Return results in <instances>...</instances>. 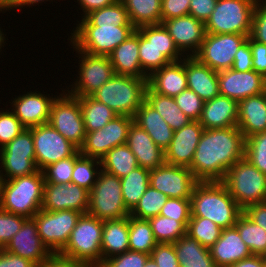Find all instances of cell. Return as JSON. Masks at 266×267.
<instances>
[{
  "mask_svg": "<svg viewBox=\"0 0 266 267\" xmlns=\"http://www.w3.org/2000/svg\"><path fill=\"white\" fill-rule=\"evenodd\" d=\"M245 140L237 126L204 129L189 169L199 182L222 181L227 170L245 157Z\"/></svg>",
  "mask_w": 266,
  "mask_h": 267,
  "instance_id": "6da1fadb",
  "label": "cell"
},
{
  "mask_svg": "<svg viewBox=\"0 0 266 267\" xmlns=\"http://www.w3.org/2000/svg\"><path fill=\"white\" fill-rule=\"evenodd\" d=\"M242 212L221 181L195 185L191 196V217L208 218L225 229L233 227Z\"/></svg>",
  "mask_w": 266,
  "mask_h": 267,
  "instance_id": "7a4b0ae2",
  "label": "cell"
},
{
  "mask_svg": "<svg viewBox=\"0 0 266 267\" xmlns=\"http://www.w3.org/2000/svg\"><path fill=\"white\" fill-rule=\"evenodd\" d=\"M43 172L9 180H0V208L9 213L32 218L42 209Z\"/></svg>",
  "mask_w": 266,
  "mask_h": 267,
  "instance_id": "3957f363",
  "label": "cell"
},
{
  "mask_svg": "<svg viewBox=\"0 0 266 267\" xmlns=\"http://www.w3.org/2000/svg\"><path fill=\"white\" fill-rule=\"evenodd\" d=\"M148 78L114 74L91 96L118 115L133 117L145 100Z\"/></svg>",
  "mask_w": 266,
  "mask_h": 267,
  "instance_id": "277c9868",
  "label": "cell"
},
{
  "mask_svg": "<svg viewBox=\"0 0 266 267\" xmlns=\"http://www.w3.org/2000/svg\"><path fill=\"white\" fill-rule=\"evenodd\" d=\"M221 182L242 210L266 201V175L246 157L234 163Z\"/></svg>",
  "mask_w": 266,
  "mask_h": 267,
  "instance_id": "5b68a950",
  "label": "cell"
},
{
  "mask_svg": "<svg viewBox=\"0 0 266 267\" xmlns=\"http://www.w3.org/2000/svg\"><path fill=\"white\" fill-rule=\"evenodd\" d=\"M103 221L88 213L82 214L60 255L99 267L102 264Z\"/></svg>",
  "mask_w": 266,
  "mask_h": 267,
  "instance_id": "8992f818",
  "label": "cell"
},
{
  "mask_svg": "<svg viewBox=\"0 0 266 267\" xmlns=\"http://www.w3.org/2000/svg\"><path fill=\"white\" fill-rule=\"evenodd\" d=\"M80 21L68 39L78 50L91 55L109 56L136 30L135 27L114 25L93 26L85 17Z\"/></svg>",
  "mask_w": 266,
  "mask_h": 267,
  "instance_id": "52a82bcc",
  "label": "cell"
},
{
  "mask_svg": "<svg viewBox=\"0 0 266 267\" xmlns=\"http://www.w3.org/2000/svg\"><path fill=\"white\" fill-rule=\"evenodd\" d=\"M256 3L257 0H217L214 11L205 23V32L250 36Z\"/></svg>",
  "mask_w": 266,
  "mask_h": 267,
  "instance_id": "ba28073f",
  "label": "cell"
},
{
  "mask_svg": "<svg viewBox=\"0 0 266 267\" xmlns=\"http://www.w3.org/2000/svg\"><path fill=\"white\" fill-rule=\"evenodd\" d=\"M87 213L101 221L130 216V211L123 201L120 178L100 171L97 181L89 192Z\"/></svg>",
  "mask_w": 266,
  "mask_h": 267,
  "instance_id": "9c48e42d",
  "label": "cell"
},
{
  "mask_svg": "<svg viewBox=\"0 0 266 267\" xmlns=\"http://www.w3.org/2000/svg\"><path fill=\"white\" fill-rule=\"evenodd\" d=\"M0 161V180L28 176L38 171L32 127L24 128L10 143L0 148Z\"/></svg>",
  "mask_w": 266,
  "mask_h": 267,
  "instance_id": "30bf717a",
  "label": "cell"
},
{
  "mask_svg": "<svg viewBox=\"0 0 266 267\" xmlns=\"http://www.w3.org/2000/svg\"><path fill=\"white\" fill-rule=\"evenodd\" d=\"M82 214L74 210H40L32 218L43 244L52 254L60 253L67 245L72 230Z\"/></svg>",
  "mask_w": 266,
  "mask_h": 267,
  "instance_id": "8fae6325",
  "label": "cell"
},
{
  "mask_svg": "<svg viewBox=\"0 0 266 267\" xmlns=\"http://www.w3.org/2000/svg\"><path fill=\"white\" fill-rule=\"evenodd\" d=\"M65 91L54 99L49 123L79 149L83 145L86 136L80 104L77 97Z\"/></svg>",
  "mask_w": 266,
  "mask_h": 267,
  "instance_id": "7c38bea8",
  "label": "cell"
},
{
  "mask_svg": "<svg viewBox=\"0 0 266 267\" xmlns=\"http://www.w3.org/2000/svg\"><path fill=\"white\" fill-rule=\"evenodd\" d=\"M73 49L78 53L79 76L71 84L68 94L75 97L91 96L102 85L109 81L115 74L109 56L91 55L78 50L73 44ZM81 61V62H80Z\"/></svg>",
  "mask_w": 266,
  "mask_h": 267,
  "instance_id": "4fadbf2b",
  "label": "cell"
},
{
  "mask_svg": "<svg viewBox=\"0 0 266 267\" xmlns=\"http://www.w3.org/2000/svg\"><path fill=\"white\" fill-rule=\"evenodd\" d=\"M247 39L248 36L242 34L206 33L194 57L216 72L228 70L232 68L237 50Z\"/></svg>",
  "mask_w": 266,
  "mask_h": 267,
  "instance_id": "5bb4252c",
  "label": "cell"
},
{
  "mask_svg": "<svg viewBox=\"0 0 266 267\" xmlns=\"http://www.w3.org/2000/svg\"><path fill=\"white\" fill-rule=\"evenodd\" d=\"M133 122V117L117 115L103 128L86 132L84 143L79 148L80 154L101 159L112 148L126 144L128 131Z\"/></svg>",
  "mask_w": 266,
  "mask_h": 267,
  "instance_id": "9a60e30c",
  "label": "cell"
},
{
  "mask_svg": "<svg viewBox=\"0 0 266 267\" xmlns=\"http://www.w3.org/2000/svg\"><path fill=\"white\" fill-rule=\"evenodd\" d=\"M35 162L42 171L48 165L72 156L78 148L64 138L50 123L32 127Z\"/></svg>",
  "mask_w": 266,
  "mask_h": 267,
  "instance_id": "2e32d148",
  "label": "cell"
},
{
  "mask_svg": "<svg viewBox=\"0 0 266 267\" xmlns=\"http://www.w3.org/2000/svg\"><path fill=\"white\" fill-rule=\"evenodd\" d=\"M198 182L187 167L164 163L150 170L149 185L168 198L191 199L193 189Z\"/></svg>",
  "mask_w": 266,
  "mask_h": 267,
  "instance_id": "e0dca14e",
  "label": "cell"
},
{
  "mask_svg": "<svg viewBox=\"0 0 266 267\" xmlns=\"http://www.w3.org/2000/svg\"><path fill=\"white\" fill-rule=\"evenodd\" d=\"M88 204L89 191L77 184L44 183L42 210H74L85 214L88 210Z\"/></svg>",
  "mask_w": 266,
  "mask_h": 267,
  "instance_id": "ac0fdd59",
  "label": "cell"
},
{
  "mask_svg": "<svg viewBox=\"0 0 266 267\" xmlns=\"http://www.w3.org/2000/svg\"><path fill=\"white\" fill-rule=\"evenodd\" d=\"M219 93L236 101L263 93L266 79L255 70L246 72L230 68L218 72Z\"/></svg>",
  "mask_w": 266,
  "mask_h": 267,
  "instance_id": "d6986e66",
  "label": "cell"
},
{
  "mask_svg": "<svg viewBox=\"0 0 266 267\" xmlns=\"http://www.w3.org/2000/svg\"><path fill=\"white\" fill-rule=\"evenodd\" d=\"M168 30L178 50L185 56H194L205 37V24L190 14L171 18L162 22ZM190 52V53H189ZM189 53V54H188ZM188 54V55H187Z\"/></svg>",
  "mask_w": 266,
  "mask_h": 267,
  "instance_id": "ffe728a7",
  "label": "cell"
},
{
  "mask_svg": "<svg viewBox=\"0 0 266 267\" xmlns=\"http://www.w3.org/2000/svg\"><path fill=\"white\" fill-rule=\"evenodd\" d=\"M47 95L36 90L19 95L13 99L10 110L25 128L49 123L51 106L57 96Z\"/></svg>",
  "mask_w": 266,
  "mask_h": 267,
  "instance_id": "44dd1931",
  "label": "cell"
},
{
  "mask_svg": "<svg viewBox=\"0 0 266 267\" xmlns=\"http://www.w3.org/2000/svg\"><path fill=\"white\" fill-rule=\"evenodd\" d=\"M203 131L199 121H191L175 130L170 145L164 150L165 163L189 168Z\"/></svg>",
  "mask_w": 266,
  "mask_h": 267,
  "instance_id": "7402d4cb",
  "label": "cell"
},
{
  "mask_svg": "<svg viewBox=\"0 0 266 267\" xmlns=\"http://www.w3.org/2000/svg\"><path fill=\"white\" fill-rule=\"evenodd\" d=\"M3 250L28 259L34 264H42L52 254L43 244L33 218H28L23 223L22 228Z\"/></svg>",
  "mask_w": 266,
  "mask_h": 267,
  "instance_id": "603a6c76",
  "label": "cell"
},
{
  "mask_svg": "<svg viewBox=\"0 0 266 267\" xmlns=\"http://www.w3.org/2000/svg\"><path fill=\"white\" fill-rule=\"evenodd\" d=\"M126 145L135 155L138 165L144 169L153 170L165 163V151L135 122L128 131Z\"/></svg>",
  "mask_w": 266,
  "mask_h": 267,
  "instance_id": "cb8c5ba5",
  "label": "cell"
},
{
  "mask_svg": "<svg viewBox=\"0 0 266 267\" xmlns=\"http://www.w3.org/2000/svg\"><path fill=\"white\" fill-rule=\"evenodd\" d=\"M147 86L153 92L173 98L187 89L185 57L153 71L148 76Z\"/></svg>",
  "mask_w": 266,
  "mask_h": 267,
  "instance_id": "d4e9b609",
  "label": "cell"
},
{
  "mask_svg": "<svg viewBox=\"0 0 266 267\" xmlns=\"http://www.w3.org/2000/svg\"><path fill=\"white\" fill-rule=\"evenodd\" d=\"M209 250L217 267H229L252 256L235 226L223 229L221 236Z\"/></svg>",
  "mask_w": 266,
  "mask_h": 267,
  "instance_id": "484cf974",
  "label": "cell"
},
{
  "mask_svg": "<svg viewBox=\"0 0 266 267\" xmlns=\"http://www.w3.org/2000/svg\"><path fill=\"white\" fill-rule=\"evenodd\" d=\"M199 123L204 129H223L237 126L238 101L219 95L204 102Z\"/></svg>",
  "mask_w": 266,
  "mask_h": 267,
  "instance_id": "4316f807",
  "label": "cell"
},
{
  "mask_svg": "<svg viewBox=\"0 0 266 267\" xmlns=\"http://www.w3.org/2000/svg\"><path fill=\"white\" fill-rule=\"evenodd\" d=\"M187 87L204 102L220 95L218 72L200 63L194 56H185Z\"/></svg>",
  "mask_w": 266,
  "mask_h": 267,
  "instance_id": "83f0119b",
  "label": "cell"
},
{
  "mask_svg": "<svg viewBox=\"0 0 266 267\" xmlns=\"http://www.w3.org/2000/svg\"><path fill=\"white\" fill-rule=\"evenodd\" d=\"M114 73L138 78H148L139 60V31L136 29L109 55Z\"/></svg>",
  "mask_w": 266,
  "mask_h": 267,
  "instance_id": "f1b7e54d",
  "label": "cell"
},
{
  "mask_svg": "<svg viewBox=\"0 0 266 267\" xmlns=\"http://www.w3.org/2000/svg\"><path fill=\"white\" fill-rule=\"evenodd\" d=\"M237 128L245 139L266 131V99L263 93L238 102Z\"/></svg>",
  "mask_w": 266,
  "mask_h": 267,
  "instance_id": "f546056e",
  "label": "cell"
},
{
  "mask_svg": "<svg viewBox=\"0 0 266 267\" xmlns=\"http://www.w3.org/2000/svg\"><path fill=\"white\" fill-rule=\"evenodd\" d=\"M134 122L144 129L154 143L163 150L170 145L174 130L146 100L137 109Z\"/></svg>",
  "mask_w": 266,
  "mask_h": 267,
  "instance_id": "4dcf8cb0",
  "label": "cell"
},
{
  "mask_svg": "<svg viewBox=\"0 0 266 267\" xmlns=\"http://www.w3.org/2000/svg\"><path fill=\"white\" fill-rule=\"evenodd\" d=\"M102 262L129 250V216L103 221Z\"/></svg>",
  "mask_w": 266,
  "mask_h": 267,
  "instance_id": "1f68e13d",
  "label": "cell"
},
{
  "mask_svg": "<svg viewBox=\"0 0 266 267\" xmlns=\"http://www.w3.org/2000/svg\"><path fill=\"white\" fill-rule=\"evenodd\" d=\"M174 244L180 267H217L210 250L185 234Z\"/></svg>",
  "mask_w": 266,
  "mask_h": 267,
  "instance_id": "d6a6232c",
  "label": "cell"
},
{
  "mask_svg": "<svg viewBox=\"0 0 266 267\" xmlns=\"http://www.w3.org/2000/svg\"><path fill=\"white\" fill-rule=\"evenodd\" d=\"M139 31V60L142 70L149 76L170 61L154 45V25L137 28Z\"/></svg>",
  "mask_w": 266,
  "mask_h": 267,
  "instance_id": "836d02e7",
  "label": "cell"
},
{
  "mask_svg": "<svg viewBox=\"0 0 266 267\" xmlns=\"http://www.w3.org/2000/svg\"><path fill=\"white\" fill-rule=\"evenodd\" d=\"M145 100L156 109L174 131L181 129L192 121L178 107L173 97L153 92L148 86L145 90Z\"/></svg>",
  "mask_w": 266,
  "mask_h": 267,
  "instance_id": "e575fe53",
  "label": "cell"
},
{
  "mask_svg": "<svg viewBox=\"0 0 266 267\" xmlns=\"http://www.w3.org/2000/svg\"><path fill=\"white\" fill-rule=\"evenodd\" d=\"M125 6L130 22L137 29L145 25L161 24L162 0H120Z\"/></svg>",
  "mask_w": 266,
  "mask_h": 267,
  "instance_id": "d590c367",
  "label": "cell"
},
{
  "mask_svg": "<svg viewBox=\"0 0 266 267\" xmlns=\"http://www.w3.org/2000/svg\"><path fill=\"white\" fill-rule=\"evenodd\" d=\"M100 161L103 171L115 175L118 178L127 176L139 166L135 155L126 144L112 148Z\"/></svg>",
  "mask_w": 266,
  "mask_h": 267,
  "instance_id": "8d00e7d4",
  "label": "cell"
},
{
  "mask_svg": "<svg viewBox=\"0 0 266 267\" xmlns=\"http://www.w3.org/2000/svg\"><path fill=\"white\" fill-rule=\"evenodd\" d=\"M77 98L79 100L86 132H93L103 128L118 115L107 105L97 101L92 96Z\"/></svg>",
  "mask_w": 266,
  "mask_h": 267,
  "instance_id": "74e56055",
  "label": "cell"
},
{
  "mask_svg": "<svg viewBox=\"0 0 266 267\" xmlns=\"http://www.w3.org/2000/svg\"><path fill=\"white\" fill-rule=\"evenodd\" d=\"M150 170L138 166L127 176L120 178L121 192L126 208L131 211L149 187Z\"/></svg>",
  "mask_w": 266,
  "mask_h": 267,
  "instance_id": "f35d334b",
  "label": "cell"
},
{
  "mask_svg": "<svg viewBox=\"0 0 266 267\" xmlns=\"http://www.w3.org/2000/svg\"><path fill=\"white\" fill-rule=\"evenodd\" d=\"M234 226L252 255H266V231L262 227L258 226L244 212L240 214Z\"/></svg>",
  "mask_w": 266,
  "mask_h": 267,
  "instance_id": "ab89813d",
  "label": "cell"
},
{
  "mask_svg": "<svg viewBox=\"0 0 266 267\" xmlns=\"http://www.w3.org/2000/svg\"><path fill=\"white\" fill-rule=\"evenodd\" d=\"M157 244L150 222L129 216V250L150 255Z\"/></svg>",
  "mask_w": 266,
  "mask_h": 267,
  "instance_id": "60d3db41",
  "label": "cell"
},
{
  "mask_svg": "<svg viewBox=\"0 0 266 267\" xmlns=\"http://www.w3.org/2000/svg\"><path fill=\"white\" fill-rule=\"evenodd\" d=\"M85 18L93 25H114L115 27H134L128 12L120 0L114 4L88 13Z\"/></svg>",
  "mask_w": 266,
  "mask_h": 267,
  "instance_id": "b9f144b4",
  "label": "cell"
},
{
  "mask_svg": "<svg viewBox=\"0 0 266 267\" xmlns=\"http://www.w3.org/2000/svg\"><path fill=\"white\" fill-rule=\"evenodd\" d=\"M101 170L100 159L81 154L75 160L71 183L77 184L79 187H82L90 192L97 181Z\"/></svg>",
  "mask_w": 266,
  "mask_h": 267,
  "instance_id": "7bdbcfd3",
  "label": "cell"
},
{
  "mask_svg": "<svg viewBox=\"0 0 266 267\" xmlns=\"http://www.w3.org/2000/svg\"><path fill=\"white\" fill-rule=\"evenodd\" d=\"M222 230L220 226L208 218L190 217L186 234L209 249L219 239Z\"/></svg>",
  "mask_w": 266,
  "mask_h": 267,
  "instance_id": "ee69618b",
  "label": "cell"
},
{
  "mask_svg": "<svg viewBox=\"0 0 266 267\" xmlns=\"http://www.w3.org/2000/svg\"><path fill=\"white\" fill-rule=\"evenodd\" d=\"M148 221L158 243H174L186 234V228L173 218L157 215Z\"/></svg>",
  "mask_w": 266,
  "mask_h": 267,
  "instance_id": "f6af8a7d",
  "label": "cell"
},
{
  "mask_svg": "<svg viewBox=\"0 0 266 267\" xmlns=\"http://www.w3.org/2000/svg\"><path fill=\"white\" fill-rule=\"evenodd\" d=\"M168 197L149 185L136 206L130 211V216L148 220L160 214Z\"/></svg>",
  "mask_w": 266,
  "mask_h": 267,
  "instance_id": "bcb514c9",
  "label": "cell"
},
{
  "mask_svg": "<svg viewBox=\"0 0 266 267\" xmlns=\"http://www.w3.org/2000/svg\"><path fill=\"white\" fill-rule=\"evenodd\" d=\"M79 149L70 157L61 159L45 167L42 172L44 183L69 184L74 170L75 160L80 156Z\"/></svg>",
  "mask_w": 266,
  "mask_h": 267,
  "instance_id": "7dc6e473",
  "label": "cell"
},
{
  "mask_svg": "<svg viewBox=\"0 0 266 267\" xmlns=\"http://www.w3.org/2000/svg\"><path fill=\"white\" fill-rule=\"evenodd\" d=\"M245 157L266 175V131L246 138Z\"/></svg>",
  "mask_w": 266,
  "mask_h": 267,
  "instance_id": "c3c4849f",
  "label": "cell"
},
{
  "mask_svg": "<svg viewBox=\"0 0 266 267\" xmlns=\"http://www.w3.org/2000/svg\"><path fill=\"white\" fill-rule=\"evenodd\" d=\"M154 45L170 62H177L185 57L163 24L154 25Z\"/></svg>",
  "mask_w": 266,
  "mask_h": 267,
  "instance_id": "681fc988",
  "label": "cell"
},
{
  "mask_svg": "<svg viewBox=\"0 0 266 267\" xmlns=\"http://www.w3.org/2000/svg\"><path fill=\"white\" fill-rule=\"evenodd\" d=\"M159 215L173 218L187 229L191 217V199L168 198Z\"/></svg>",
  "mask_w": 266,
  "mask_h": 267,
  "instance_id": "f907efd6",
  "label": "cell"
},
{
  "mask_svg": "<svg viewBox=\"0 0 266 267\" xmlns=\"http://www.w3.org/2000/svg\"><path fill=\"white\" fill-rule=\"evenodd\" d=\"M28 218L0 208V247L3 249Z\"/></svg>",
  "mask_w": 266,
  "mask_h": 267,
  "instance_id": "816d5d0a",
  "label": "cell"
},
{
  "mask_svg": "<svg viewBox=\"0 0 266 267\" xmlns=\"http://www.w3.org/2000/svg\"><path fill=\"white\" fill-rule=\"evenodd\" d=\"M174 100L192 121H199L204 101L195 92L187 88L174 97Z\"/></svg>",
  "mask_w": 266,
  "mask_h": 267,
  "instance_id": "f5cc1de1",
  "label": "cell"
},
{
  "mask_svg": "<svg viewBox=\"0 0 266 267\" xmlns=\"http://www.w3.org/2000/svg\"><path fill=\"white\" fill-rule=\"evenodd\" d=\"M24 126L12 111H0V148L10 143L23 130Z\"/></svg>",
  "mask_w": 266,
  "mask_h": 267,
  "instance_id": "db71d44e",
  "label": "cell"
},
{
  "mask_svg": "<svg viewBox=\"0 0 266 267\" xmlns=\"http://www.w3.org/2000/svg\"><path fill=\"white\" fill-rule=\"evenodd\" d=\"M149 256L142 252L128 250L104 260L99 267H144Z\"/></svg>",
  "mask_w": 266,
  "mask_h": 267,
  "instance_id": "11a10c76",
  "label": "cell"
},
{
  "mask_svg": "<svg viewBox=\"0 0 266 267\" xmlns=\"http://www.w3.org/2000/svg\"><path fill=\"white\" fill-rule=\"evenodd\" d=\"M250 37L254 41L266 44V0L265 2L264 0H257L253 12Z\"/></svg>",
  "mask_w": 266,
  "mask_h": 267,
  "instance_id": "9f6ffc18",
  "label": "cell"
},
{
  "mask_svg": "<svg viewBox=\"0 0 266 267\" xmlns=\"http://www.w3.org/2000/svg\"><path fill=\"white\" fill-rule=\"evenodd\" d=\"M150 256L158 267H180L173 243H158Z\"/></svg>",
  "mask_w": 266,
  "mask_h": 267,
  "instance_id": "6f0895ef",
  "label": "cell"
},
{
  "mask_svg": "<svg viewBox=\"0 0 266 267\" xmlns=\"http://www.w3.org/2000/svg\"><path fill=\"white\" fill-rule=\"evenodd\" d=\"M191 0H162L161 24L163 21L189 14Z\"/></svg>",
  "mask_w": 266,
  "mask_h": 267,
  "instance_id": "680465c9",
  "label": "cell"
},
{
  "mask_svg": "<svg viewBox=\"0 0 266 267\" xmlns=\"http://www.w3.org/2000/svg\"><path fill=\"white\" fill-rule=\"evenodd\" d=\"M232 69L239 72L253 70L252 51L250 48V36H248V39L237 50L234 56Z\"/></svg>",
  "mask_w": 266,
  "mask_h": 267,
  "instance_id": "91938a15",
  "label": "cell"
},
{
  "mask_svg": "<svg viewBox=\"0 0 266 267\" xmlns=\"http://www.w3.org/2000/svg\"><path fill=\"white\" fill-rule=\"evenodd\" d=\"M217 0H191L189 14L204 24L214 11Z\"/></svg>",
  "mask_w": 266,
  "mask_h": 267,
  "instance_id": "94428289",
  "label": "cell"
},
{
  "mask_svg": "<svg viewBox=\"0 0 266 267\" xmlns=\"http://www.w3.org/2000/svg\"><path fill=\"white\" fill-rule=\"evenodd\" d=\"M250 48L252 51L253 70L266 79V44L254 41L250 37Z\"/></svg>",
  "mask_w": 266,
  "mask_h": 267,
  "instance_id": "6125c7cd",
  "label": "cell"
},
{
  "mask_svg": "<svg viewBox=\"0 0 266 267\" xmlns=\"http://www.w3.org/2000/svg\"><path fill=\"white\" fill-rule=\"evenodd\" d=\"M44 267H92L91 265L64 257L58 253L51 254L44 262Z\"/></svg>",
  "mask_w": 266,
  "mask_h": 267,
  "instance_id": "be15d7a7",
  "label": "cell"
},
{
  "mask_svg": "<svg viewBox=\"0 0 266 267\" xmlns=\"http://www.w3.org/2000/svg\"><path fill=\"white\" fill-rule=\"evenodd\" d=\"M243 212L266 231V201L248 206Z\"/></svg>",
  "mask_w": 266,
  "mask_h": 267,
  "instance_id": "e7e4bbea",
  "label": "cell"
},
{
  "mask_svg": "<svg viewBox=\"0 0 266 267\" xmlns=\"http://www.w3.org/2000/svg\"><path fill=\"white\" fill-rule=\"evenodd\" d=\"M35 264L28 259L14 255L5 250L0 252V267H32Z\"/></svg>",
  "mask_w": 266,
  "mask_h": 267,
  "instance_id": "03108f58",
  "label": "cell"
},
{
  "mask_svg": "<svg viewBox=\"0 0 266 267\" xmlns=\"http://www.w3.org/2000/svg\"><path fill=\"white\" fill-rule=\"evenodd\" d=\"M80 4V8L84 12L82 18H84L88 13L98 10L106 6L114 4L117 0H77ZM85 14V15H84Z\"/></svg>",
  "mask_w": 266,
  "mask_h": 267,
  "instance_id": "003e7915",
  "label": "cell"
},
{
  "mask_svg": "<svg viewBox=\"0 0 266 267\" xmlns=\"http://www.w3.org/2000/svg\"><path fill=\"white\" fill-rule=\"evenodd\" d=\"M229 267H266L264 256L252 255L241 261L236 262Z\"/></svg>",
  "mask_w": 266,
  "mask_h": 267,
  "instance_id": "a7ac6f4b",
  "label": "cell"
},
{
  "mask_svg": "<svg viewBox=\"0 0 266 267\" xmlns=\"http://www.w3.org/2000/svg\"><path fill=\"white\" fill-rule=\"evenodd\" d=\"M44 1H49V0H12L9 7L7 8V11L14 10V8H23L24 6L27 5V7H31V5L33 6V4H39L42 3ZM53 1V0H52Z\"/></svg>",
  "mask_w": 266,
  "mask_h": 267,
  "instance_id": "89a4df30",
  "label": "cell"
},
{
  "mask_svg": "<svg viewBox=\"0 0 266 267\" xmlns=\"http://www.w3.org/2000/svg\"><path fill=\"white\" fill-rule=\"evenodd\" d=\"M144 267H158V265L156 264L155 260L149 256L145 262Z\"/></svg>",
  "mask_w": 266,
  "mask_h": 267,
  "instance_id": "2644e50d",
  "label": "cell"
},
{
  "mask_svg": "<svg viewBox=\"0 0 266 267\" xmlns=\"http://www.w3.org/2000/svg\"><path fill=\"white\" fill-rule=\"evenodd\" d=\"M2 31H3V29L1 30V28H0V49H2L1 47H4L5 43H6V41H5L6 38L4 36L5 33H3ZM3 44H4V46H3ZM0 52H1V50H0Z\"/></svg>",
  "mask_w": 266,
  "mask_h": 267,
  "instance_id": "8c879c8a",
  "label": "cell"
},
{
  "mask_svg": "<svg viewBox=\"0 0 266 267\" xmlns=\"http://www.w3.org/2000/svg\"><path fill=\"white\" fill-rule=\"evenodd\" d=\"M12 0H0V6L5 10L9 7Z\"/></svg>",
  "mask_w": 266,
  "mask_h": 267,
  "instance_id": "753ad0ef",
  "label": "cell"
},
{
  "mask_svg": "<svg viewBox=\"0 0 266 267\" xmlns=\"http://www.w3.org/2000/svg\"><path fill=\"white\" fill-rule=\"evenodd\" d=\"M32 267H44V266H43V263H42V264H35V265L32 266Z\"/></svg>",
  "mask_w": 266,
  "mask_h": 267,
  "instance_id": "34e18365",
  "label": "cell"
},
{
  "mask_svg": "<svg viewBox=\"0 0 266 267\" xmlns=\"http://www.w3.org/2000/svg\"><path fill=\"white\" fill-rule=\"evenodd\" d=\"M263 94H264V96H265V99H266V84H265V87H264Z\"/></svg>",
  "mask_w": 266,
  "mask_h": 267,
  "instance_id": "11e5206c",
  "label": "cell"
}]
</instances>
